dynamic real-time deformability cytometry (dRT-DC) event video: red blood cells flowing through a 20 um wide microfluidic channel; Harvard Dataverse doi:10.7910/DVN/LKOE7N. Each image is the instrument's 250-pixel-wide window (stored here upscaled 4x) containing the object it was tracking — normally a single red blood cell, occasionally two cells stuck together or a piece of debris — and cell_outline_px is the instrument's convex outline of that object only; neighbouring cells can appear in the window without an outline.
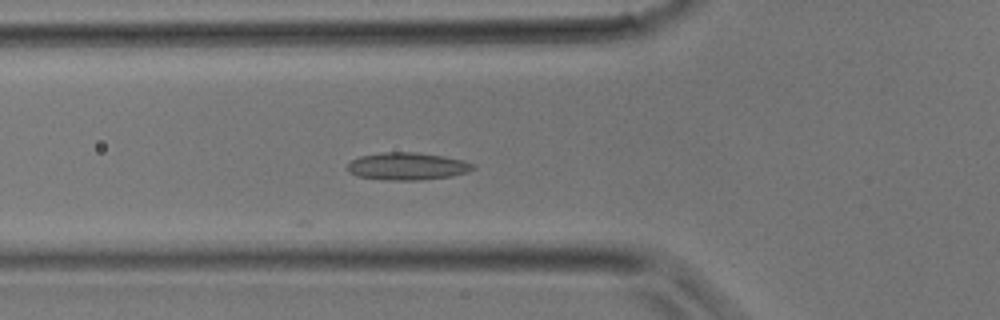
{"species": "common noctule bat (a hibernating species)", "species_latin": "Nyctalus noctula", "temperature_condition": "room temperature", "stored_images_in_passage": 7, "camera_frame_rate_fps": 3000, "um_per_image_px": 0.085, "animal": {"sex": "male", "body_mass_g": 17.9}, "frame": {"image": 1, "passage_image": 2, "time_ms": 0.333, "image_size_px": [1000, 320], "cell_outline_px": [[476, 168], [468, 172], [452, 176], [420, 180], [384, 180], [356, 176], [348, 172], [348, 164], [352, 160], [360, 156], [384, 152], [420, 152], [444, 156], [464, 160], [476, 164]], "centroid_in_image_um": [34.66, 14.13], "position_along_channel_um": 91.1, "area_um2": 20.35}}
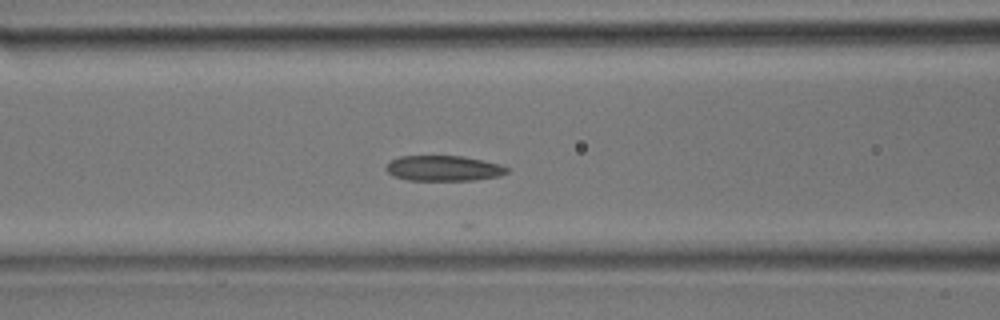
{"frame": {"image": 2, "passage_image": 4, "time_ms": 1.0, "image_size_px": [1000, 320], "cell_outline_px": [[512, 168], [508, 172], [500, 176], [472, 180], [408, 180], [392, 176], [384, 168], [392, 160], [400, 156], [464, 156], [484, 160], [500, 164]], "centroid_in_image_um": [37.75, 14.3], "position_along_channel_um": 128.9, "area_um2": 18.03}}